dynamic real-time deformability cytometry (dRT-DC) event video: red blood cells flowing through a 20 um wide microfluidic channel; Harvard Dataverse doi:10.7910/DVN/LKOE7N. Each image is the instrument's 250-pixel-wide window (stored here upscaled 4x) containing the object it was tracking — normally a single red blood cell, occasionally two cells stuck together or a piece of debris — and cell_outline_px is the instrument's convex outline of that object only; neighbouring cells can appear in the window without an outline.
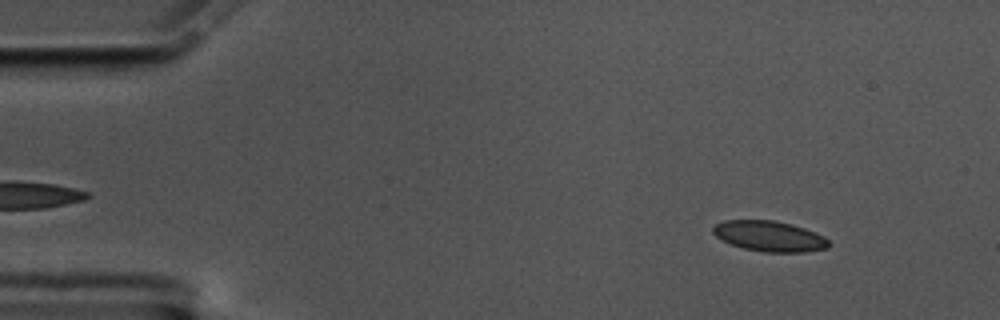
{"species": "common noctule bat (a hibernating species)", "species_latin": "Nyctalus noctula", "temperature_condition": "cold", "stored_images_in_passage": 56, "camera_frame_rate_fps": 3000, "um_per_image_px": 0.085, "animal": {"sex": "male", "body_mass_g": 17.5, "forearm_length_mm": 52.3}, "frame": {"image": 1, "passage_image": 6, "time_ms": 1.667, "image_size_px": [1000, 320], "cell_outline_px": [[828, 248], [804, 252], [764, 252], [744, 248], [720, 240], [712, 232], [712, 228], [716, 224], [724, 220], [772, 220], [792, 224], [804, 228], [824, 236], [828, 240]], "centroid_in_image_um": [65.38, 20.07], "position_along_channel_um": 19.6, "area_um2": 20.52}}
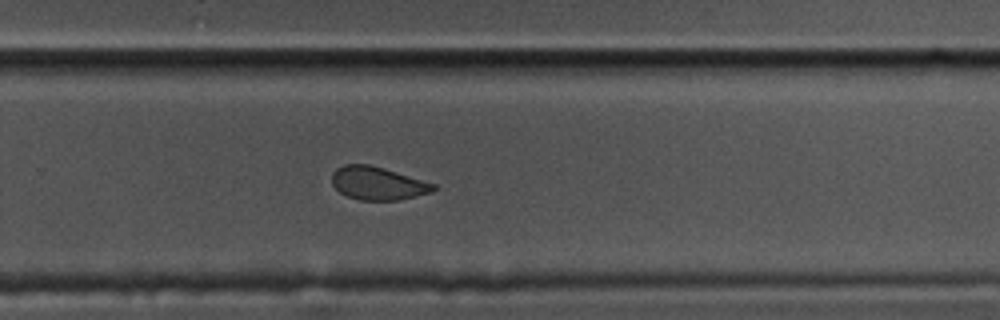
{"frame": {"image": 2, "passage_image": 37, "time_ms": 12.0, "image_size_px": [1000, 320], "cell_outline_px": [[436, 188], [432, 192], [396, 200], [360, 200], [348, 196], [340, 192], [332, 184], [332, 172], [336, 168], [344, 164], [368, 164], [384, 168], [436, 184]], "centroid_in_image_um": [32.09, 15.57], "position_along_channel_um": 297.7, "area_um2": 19.48}}
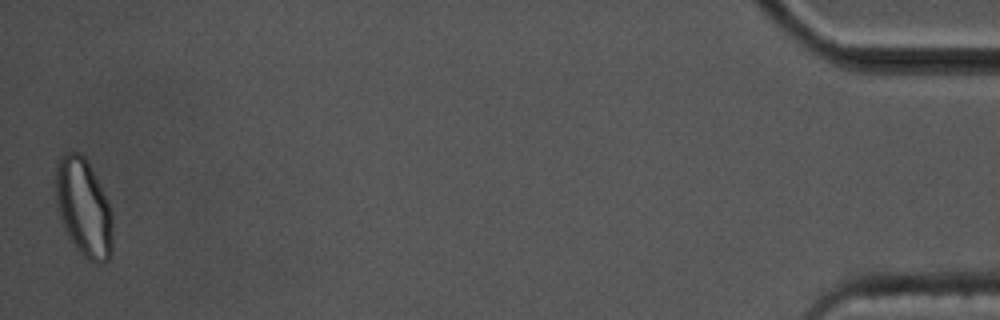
{"frame": {"image": 3, "passage_image": 56, "time_ms": 18.333, "image_size_px": [1000, 320], "cell_outline_px": [[112, 256], [104, 264], [96, 264], [88, 260], [76, 248], [64, 228], [56, 208], [56, 164], [60, 156], [64, 152], [76, 152], [84, 156], [112, 212]], "centroid_in_image_um": [7.1, 17.7], "position_along_channel_um": 428.1, "area_um2": 32.31}, "authors_computed_cell_mechanics": {"area_um2": 21.0681, "velocity_mm_per_s": 3.5188, "shape_relaxation_time_tau1_ms": null, "shape_relaxation_time_tau2_ms": 1.6095, "deformation_change_tau1": null, "deformation_change_tau2": 0.0666}}